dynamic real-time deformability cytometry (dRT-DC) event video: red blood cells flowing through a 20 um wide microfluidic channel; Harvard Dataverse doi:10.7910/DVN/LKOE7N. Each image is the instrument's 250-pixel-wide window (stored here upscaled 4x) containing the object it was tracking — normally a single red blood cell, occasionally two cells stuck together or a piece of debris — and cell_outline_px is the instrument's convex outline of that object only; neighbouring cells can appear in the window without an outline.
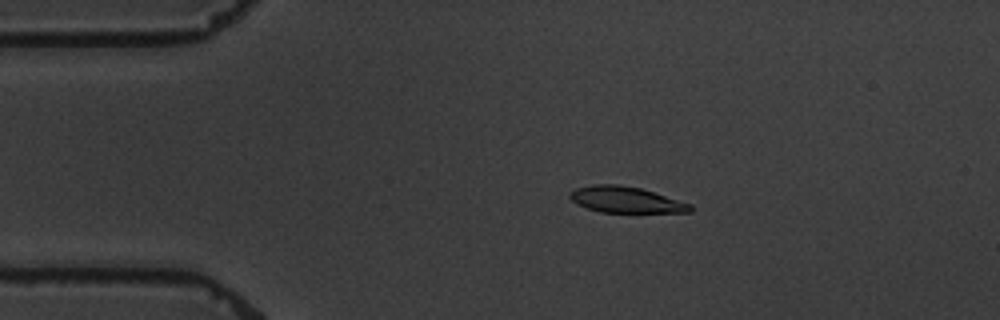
{"species": "common noctule bat (a hibernating species)", "species_latin": "Nyctalus noctula", "temperature_condition": "warm", "stored_images_in_passage": 6, "segment_of_instrument_passage": [1, 2], "camera_frame_rate_fps": 3000, "um_per_image_px": 0.085, "animal": {"sex": "male", "body_mass_g": 19.5, "forearm_length_mm": 54.6}, "frame": {"image": 1, "passage_image": 4, "time_ms": 3.333, "image_size_px": [1000, 320], "cell_outline_px": [[696, 208], [692, 212], [600, 212], [576, 204], [568, 196], [568, 192], [576, 188], [596, 184], [620, 184], [640, 188], [692, 204]], "centroid_in_image_um": [53.2, 16.97], "position_along_channel_um": 31.8, "area_um2": 18.38}}